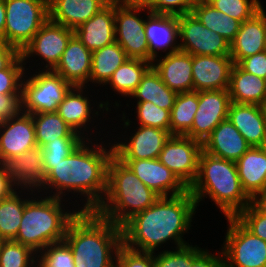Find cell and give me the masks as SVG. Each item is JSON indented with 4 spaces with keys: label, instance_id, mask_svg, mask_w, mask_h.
Listing matches in <instances>:
<instances>
[{
    "label": "cell",
    "instance_id": "obj_1",
    "mask_svg": "<svg viewBox=\"0 0 266 267\" xmlns=\"http://www.w3.org/2000/svg\"><path fill=\"white\" fill-rule=\"evenodd\" d=\"M110 138L85 139L62 161L43 163L46 177L36 191L68 200L79 211H95L107 191L108 164L114 155Z\"/></svg>",
    "mask_w": 266,
    "mask_h": 267
},
{
    "label": "cell",
    "instance_id": "obj_2",
    "mask_svg": "<svg viewBox=\"0 0 266 267\" xmlns=\"http://www.w3.org/2000/svg\"><path fill=\"white\" fill-rule=\"evenodd\" d=\"M199 210L189 190L177 196L159 197L121 226L122 244L153 253L162 251L165 246V250H169L189 245L184 235L191 233L189 230L193 229L192 222ZM170 243L173 245L169 246Z\"/></svg>",
    "mask_w": 266,
    "mask_h": 267
},
{
    "label": "cell",
    "instance_id": "obj_3",
    "mask_svg": "<svg viewBox=\"0 0 266 267\" xmlns=\"http://www.w3.org/2000/svg\"><path fill=\"white\" fill-rule=\"evenodd\" d=\"M64 241L72 250L75 267H115L122 231L95 211H80L70 221Z\"/></svg>",
    "mask_w": 266,
    "mask_h": 267
},
{
    "label": "cell",
    "instance_id": "obj_4",
    "mask_svg": "<svg viewBox=\"0 0 266 267\" xmlns=\"http://www.w3.org/2000/svg\"><path fill=\"white\" fill-rule=\"evenodd\" d=\"M188 190L198 208L208 197L224 217H235L251 203V198L242 188L236 162L212 156L203 150L196 180Z\"/></svg>",
    "mask_w": 266,
    "mask_h": 267
},
{
    "label": "cell",
    "instance_id": "obj_5",
    "mask_svg": "<svg viewBox=\"0 0 266 267\" xmlns=\"http://www.w3.org/2000/svg\"><path fill=\"white\" fill-rule=\"evenodd\" d=\"M79 212L68 200L36 192L25 203L13 241L29 246L38 254L48 245L64 240L70 221Z\"/></svg>",
    "mask_w": 266,
    "mask_h": 267
},
{
    "label": "cell",
    "instance_id": "obj_6",
    "mask_svg": "<svg viewBox=\"0 0 266 267\" xmlns=\"http://www.w3.org/2000/svg\"><path fill=\"white\" fill-rule=\"evenodd\" d=\"M159 197L113 155L108 164L106 195L95 212L121 227L132 216L153 205Z\"/></svg>",
    "mask_w": 266,
    "mask_h": 267
},
{
    "label": "cell",
    "instance_id": "obj_7",
    "mask_svg": "<svg viewBox=\"0 0 266 267\" xmlns=\"http://www.w3.org/2000/svg\"><path fill=\"white\" fill-rule=\"evenodd\" d=\"M94 89H95V87L92 89V87L90 88L88 86H72L69 89V91L66 93L63 101L58 105V109H57V113L59 114V116L62 117L63 120L75 132H77L79 135H81L84 139H92V138L93 139H99V137L100 138L108 137L111 129H110V127L108 128L105 125L106 124L105 122H108L109 119H111V118L108 117L107 115H110V113L116 114L114 112V110L115 111L121 110L122 107L125 106L123 103H121L122 99H121V101L119 100V98H118V100L116 98L112 99L113 96L109 95V97H108V93H106V94H104L105 95L104 97H106L105 98L106 100H105V99H103L104 98L103 94L98 95V93H96ZM90 91L92 92V94L93 93H95V94L92 95ZM96 94L99 97H97ZM95 95H96V99H95ZM93 96H94V98H93ZM101 96H102L103 100L101 99ZM98 98H100V99L97 101ZM110 98L112 99V101L110 100ZM112 104H113V106H112ZM111 107L114 109H112ZM111 110H113V112H110ZM98 117H100V118H98ZM95 118H97V119H95ZM101 118H103V119H101ZM104 118H105V120H104ZM106 120H108V121H106ZM100 124L103 127L100 126ZM108 129H109V131L105 132ZM106 133H108V134H106ZM97 134H98V136H97ZM101 135H102V137H101Z\"/></svg>",
    "mask_w": 266,
    "mask_h": 267
},
{
    "label": "cell",
    "instance_id": "obj_8",
    "mask_svg": "<svg viewBox=\"0 0 266 267\" xmlns=\"http://www.w3.org/2000/svg\"><path fill=\"white\" fill-rule=\"evenodd\" d=\"M4 42L20 52L49 19V0H4Z\"/></svg>",
    "mask_w": 266,
    "mask_h": 267
},
{
    "label": "cell",
    "instance_id": "obj_9",
    "mask_svg": "<svg viewBox=\"0 0 266 267\" xmlns=\"http://www.w3.org/2000/svg\"><path fill=\"white\" fill-rule=\"evenodd\" d=\"M117 124L118 127H116ZM110 127L113 128L111 132H116V134L110 132L109 136H112L114 156L118 159H157L165 142L171 136L168 131L160 128L120 123L119 121L116 124L110 123Z\"/></svg>",
    "mask_w": 266,
    "mask_h": 267
},
{
    "label": "cell",
    "instance_id": "obj_10",
    "mask_svg": "<svg viewBox=\"0 0 266 267\" xmlns=\"http://www.w3.org/2000/svg\"><path fill=\"white\" fill-rule=\"evenodd\" d=\"M72 87L53 70L26 71L22 80L23 112H57L58 105Z\"/></svg>",
    "mask_w": 266,
    "mask_h": 267
},
{
    "label": "cell",
    "instance_id": "obj_11",
    "mask_svg": "<svg viewBox=\"0 0 266 267\" xmlns=\"http://www.w3.org/2000/svg\"><path fill=\"white\" fill-rule=\"evenodd\" d=\"M73 35V29L48 19L20 52L25 70H53Z\"/></svg>",
    "mask_w": 266,
    "mask_h": 267
},
{
    "label": "cell",
    "instance_id": "obj_12",
    "mask_svg": "<svg viewBox=\"0 0 266 267\" xmlns=\"http://www.w3.org/2000/svg\"><path fill=\"white\" fill-rule=\"evenodd\" d=\"M227 230L220 249L225 267H266V241L253 235L235 217H225Z\"/></svg>",
    "mask_w": 266,
    "mask_h": 267
},
{
    "label": "cell",
    "instance_id": "obj_13",
    "mask_svg": "<svg viewBox=\"0 0 266 267\" xmlns=\"http://www.w3.org/2000/svg\"><path fill=\"white\" fill-rule=\"evenodd\" d=\"M149 12L147 6L115 3V40L129 58L150 62L145 34L146 14Z\"/></svg>",
    "mask_w": 266,
    "mask_h": 267
},
{
    "label": "cell",
    "instance_id": "obj_14",
    "mask_svg": "<svg viewBox=\"0 0 266 267\" xmlns=\"http://www.w3.org/2000/svg\"><path fill=\"white\" fill-rule=\"evenodd\" d=\"M179 50L191 55H230V43L205 27L192 13L177 16Z\"/></svg>",
    "mask_w": 266,
    "mask_h": 267
},
{
    "label": "cell",
    "instance_id": "obj_15",
    "mask_svg": "<svg viewBox=\"0 0 266 267\" xmlns=\"http://www.w3.org/2000/svg\"><path fill=\"white\" fill-rule=\"evenodd\" d=\"M202 142L187 136L171 135L158 157L189 189L198 174Z\"/></svg>",
    "mask_w": 266,
    "mask_h": 267
},
{
    "label": "cell",
    "instance_id": "obj_16",
    "mask_svg": "<svg viewBox=\"0 0 266 267\" xmlns=\"http://www.w3.org/2000/svg\"><path fill=\"white\" fill-rule=\"evenodd\" d=\"M231 104L228 89L198 91V109L191 130L185 135L203 141L224 120Z\"/></svg>",
    "mask_w": 266,
    "mask_h": 267
},
{
    "label": "cell",
    "instance_id": "obj_17",
    "mask_svg": "<svg viewBox=\"0 0 266 267\" xmlns=\"http://www.w3.org/2000/svg\"><path fill=\"white\" fill-rule=\"evenodd\" d=\"M160 197L181 195L188 188L159 159H119Z\"/></svg>",
    "mask_w": 266,
    "mask_h": 267
},
{
    "label": "cell",
    "instance_id": "obj_18",
    "mask_svg": "<svg viewBox=\"0 0 266 267\" xmlns=\"http://www.w3.org/2000/svg\"><path fill=\"white\" fill-rule=\"evenodd\" d=\"M37 147L35 127L31 114L3 120L0 127V163L6 164L13 157Z\"/></svg>",
    "mask_w": 266,
    "mask_h": 267
},
{
    "label": "cell",
    "instance_id": "obj_19",
    "mask_svg": "<svg viewBox=\"0 0 266 267\" xmlns=\"http://www.w3.org/2000/svg\"><path fill=\"white\" fill-rule=\"evenodd\" d=\"M233 65L230 55H192L193 91L228 89Z\"/></svg>",
    "mask_w": 266,
    "mask_h": 267
},
{
    "label": "cell",
    "instance_id": "obj_20",
    "mask_svg": "<svg viewBox=\"0 0 266 267\" xmlns=\"http://www.w3.org/2000/svg\"><path fill=\"white\" fill-rule=\"evenodd\" d=\"M145 34L150 50V62L159 56L179 50L178 20L175 15L149 12L146 15Z\"/></svg>",
    "mask_w": 266,
    "mask_h": 267
},
{
    "label": "cell",
    "instance_id": "obj_21",
    "mask_svg": "<svg viewBox=\"0 0 266 267\" xmlns=\"http://www.w3.org/2000/svg\"><path fill=\"white\" fill-rule=\"evenodd\" d=\"M92 51L74 34L67 43L54 72L72 86H88L91 74Z\"/></svg>",
    "mask_w": 266,
    "mask_h": 267
},
{
    "label": "cell",
    "instance_id": "obj_22",
    "mask_svg": "<svg viewBox=\"0 0 266 267\" xmlns=\"http://www.w3.org/2000/svg\"><path fill=\"white\" fill-rule=\"evenodd\" d=\"M152 66L171 90L176 93L193 91L191 54L180 50L163 54L153 60Z\"/></svg>",
    "mask_w": 266,
    "mask_h": 267
},
{
    "label": "cell",
    "instance_id": "obj_23",
    "mask_svg": "<svg viewBox=\"0 0 266 267\" xmlns=\"http://www.w3.org/2000/svg\"><path fill=\"white\" fill-rule=\"evenodd\" d=\"M266 8L264 5L251 19L241 23L234 40L230 43V56L234 64L242 59L266 50Z\"/></svg>",
    "mask_w": 266,
    "mask_h": 267
},
{
    "label": "cell",
    "instance_id": "obj_24",
    "mask_svg": "<svg viewBox=\"0 0 266 267\" xmlns=\"http://www.w3.org/2000/svg\"><path fill=\"white\" fill-rule=\"evenodd\" d=\"M74 34L90 51L115 42V3H108L91 19L78 26Z\"/></svg>",
    "mask_w": 266,
    "mask_h": 267
},
{
    "label": "cell",
    "instance_id": "obj_25",
    "mask_svg": "<svg viewBox=\"0 0 266 267\" xmlns=\"http://www.w3.org/2000/svg\"><path fill=\"white\" fill-rule=\"evenodd\" d=\"M250 147L229 119L222 121L202 143L204 152L235 162Z\"/></svg>",
    "mask_w": 266,
    "mask_h": 267
},
{
    "label": "cell",
    "instance_id": "obj_26",
    "mask_svg": "<svg viewBox=\"0 0 266 267\" xmlns=\"http://www.w3.org/2000/svg\"><path fill=\"white\" fill-rule=\"evenodd\" d=\"M108 3L107 0H49V19L75 30Z\"/></svg>",
    "mask_w": 266,
    "mask_h": 267
},
{
    "label": "cell",
    "instance_id": "obj_27",
    "mask_svg": "<svg viewBox=\"0 0 266 267\" xmlns=\"http://www.w3.org/2000/svg\"><path fill=\"white\" fill-rule=\"evenodd\" d=\"M6 166L18 188L37 190L46 177L42 149L38 146L13 157Z\"/></svg>",
    "mask_w": 266,
    "mask_h": 267
},
{
    "label": "cell",
    "instance_id": "obj_28",
    "mask_svg": "<svg viewBox=\"0 0 266 267\" xmlns=\"http://www.w3.org/2000/svg\"><path fill=\"white\" fill-rule=\"evenodd\" d=\"M228 119L251 147H260L266 140V121L259 105L231 102Z\"/></svg>",
    "mask_w": 266,
    "mask_h": 267
},
{
    "label": "cell",
    "instance_id": "obj_29",
    "mask_svg": "<svg viewBox=\"0 0 266 267\" xmlns=\"http://www.w3.org/2000/svg\"><path fill=\"white\" fill-rule=\"evenodd\" d=\"M177 94L171 90L161 79L159 73L151 66L146 73L143 75L141 82L137 86L133 94L125 102L126 107L118 111L125 112L126 108L131 105L132 102H151L156 106L170 110L173 108ZM134 100V101H131Z\"/></svg>",
    "mask_w": 266,
    "mask_h": 267
},
{
    "label": "cell",
    "instance_id": "obj_30",
    "mask_svg": "<svg viewBox=\"0 0 266 267\" xmlns=\"http://www.w3.org/2000/svg\"><path fill=\"white\" fill-rule=\"evenodd\" d=\"M236 166L242 188L250 198L266 188V155L261 147H250Z\"/></svg>",
    "mask_w": 266,
    "mask_h": 267
},
{
    "label": "cell",
    "instance_id": "obj_31",
    "mask_svg": "<svg viewBox=\"0 0 266 267\" xmlns=\"http://www.w3.org/2000/svg\"><path fill=\"white\" fill-rule=\"evenodd\" d=\"M228 92L231 102L259 105L266 96V79L246 72L238 64H234Z\"/></svg>",
    "mask_w": 266,
    "mask_h": 267
},
{
    "label": "cell",
    "instance_id": "obj_32",
    "mask_svg": "<svg viewBox=\"0 0 266 267\" xmlns=\"http://www.w3.org/2000/svg\"><path fill=\"white\" fill-rule=\"evenodd\" d=\"M151 66L152 63L146 60L129 58L115 70L103 87L104 89L108 90L109 88V90H112V92L109 91L110 95L115 93L113 94L114 97L117 95V98H124L123 100L125 101L136 90L143 75Z\"/></svg>",
    "mask_w": 266,
    "mask_h": 267
},
{
    "label": "cell",
    "instance_id": "obj_33",
    "mask_svg": "<svg viewBox=\"0 0 266 267\" xmlns=\"http://www.w3.org/2000/svg\"><path fill=\"white\" fill-rule=\"evenodd\" d=\"M37 191L30 188H18L9 197L0 200V238L14 240L18 234L25 203Z\"/></svg>",
    "mask_w": 266,
    "mask_h": 267
},
{
    "label": "cell",
    "instance_id": "obj_34",
    "mask_svg": "<svg viewBox=\"0 0 266 267\" xmlns=\"http://www.w3.org/2000/svg\"><path fill=\"white\" fill-rule=\"evenodd\" d=\"M128 59L129 57L125 53V50L116 41L103 48L92 51L89 87L100 86L99 89L101 87L103 88L115 70Z\"/></svg>",
    "mask_w": 266,
    "mask_h": 267
},
{
    "label": "cell",
    "instance_id": "obj_35",
    "mask_svg": "<svg viewBox=\"0 0 266 267\" xmlns=\"http://www.w3.org/2000/svg\"><path fill=\"white\" fill-rule=\"evenodd\" d=\"M191 13L209 30L218 33L231 43L240 29L241 22L215 9L206 0H198Z\"/></svg>",
    "mask_w": 266,
    "mask_h": 267
},
{
    "label": "cell",
    "instance_id": "obj_36",
    "mask_svg": "<svg viewBox=\"0 0 266 267\" xmlns=\"http://www.w3.org/2000/svg\"><path fill=\"white\" fill-rule=\"evenodd\" d=\"M31 115L35 127L36 143L40 148L50 141H59V138H83L57 112H40Z\"/></svg>",
    "mask_w": 266,
    "mask_h": 267
},
{
    "label": "cell",
    "instance_id": "obj_37",
    "mask_svg": "<svg viewBox=\"0 0 266 267\" xmlns=\"http://www.w3.org/2000/svg\"><path fill=\"white\" fill-rule=\"evenodd\" d=\"M136 103V104H134ZM132 111H134L135 119L129 116H132V111L131 114L130 112H122L121 114H116V117H113L111 120H109L108 123L111 121L114 122L113 120H117L118 117L119 119L117 121H120L122 123H133L134 125H139V126H148V127H156L160 128L163 130H166L170 133V110H166L163 108H160L156 106L155 104L151 102H133L131 103ZM135 107V108H133ZM116 118V119H115ZM135 120V121H134Z\"/></svg>",
    "mask_w": 266,
    "mask_h": 267
},
{
    "label": "cell",
    "instance_id": "obj_38",
    "mask_svg": "<svg viewBox=\"0 0 266 267\" xmlns=\"http://www.w3.org/2000/svg\"><path fill=\"white\" fill-rule=\"evenodd\" d=\"M198 107V92L178 93L170 111V134L185 136L192 127Z\"/></svg>",
    "mask_w": 266,
    "mask_h": 267
},
{
    "label": "cell",
    "instance_id": "obj_39",
    "mask_svg": "<svg viewBox=\"0 0 266 267\" xmlns=\"http://www.w3.org/2000/svg\"><path fill=\"white\" fill-rule=\"evenodd\" d=\"M38 254L27 245L13 240L3 241L0 248V267H33Z\"/></svg>",
    "mask_w": 266,
    "mask_h": 267
},
{
    "label": "cell",
    "instance_id": "obj_40",
    "mask_svg": "<svg viewBox=\"0 0 266 267\" xmlns=\"http://www.w3.org/2000/svg\"><path fill=\"white\" fill-rule=\"evenodd\" d=\"M189 245L176 249H163L162 251L154 252L155 267H188L192 260L205 248H201L198 244Z\"/></svg>",
    "mask_w": 266,
    "mask_h": 267
},
{
    "label": "cell",
    "instance_id": "obj_41",
    "mask_svg": "<svg viewBox=\"0 0 266 267\" xmlns=\"http://www.w3.org/2000/svg\"><path fill=\"white\" fill-rule=\"evenodd\" d=\"M215 9L243 23L260 11L261 0H206Z\"/></svg>",
    "mask_w": 266,
    "mask_h": 267
},
{
    "label": "cell",
    "instance_id": "obj_42",
    "mask_svg": "<svg viewBox=\"0 0 266 267\" xmlns=\"http://www.w3.org/2000/svg\"><path fill=\"white\" fill-rule=\"evenodd\" d=\"M38 263L41 267H75L72 250L64 240L40 251Z\"/></svg>",
    "mask_w": 266,
    "mask_h": 267
},
{
    "label": "cell",
    "instance_id": "obj_43",
    "mask_svg": "<svg viewBox=\"0 0 266 267\" xmlns=\"http://www.w3.org/2000/svg\"><path fill=\"white\" fill-rule=\"evenodd\" d=\"M25 72L20 54L6 69L0 70V94H22Z\"/></svg>",
    "mask_w": 266,
    "mask_h": 267
},
{
    "label": "cell",
    "instance_id": "obj_44",
    "mask_svg": "<svg viewBox=\"0 0 266 267\" xmlns=\"http://www.w3.org/2000/svg\"><path fill=\"white\" fill-rule=\"evenodd\" d=\"M85 139L59 138V141H50L42 149L43 163H58L68 157Z\"/></svg>",
    "mask_w": 266,
    "mask_h": 267
},
{
    "label": "cell",
    "instance_id": "obj_45",
    "mask_svg": "<svg viewBox=\"0 0 266 267\" xmlns=\"http://www.w3.org/2000/svg\"><path fill=\"white\" fill-rule=\"evenodd\" d=\"M115 267H155L154 253L133 250L121 244L116 254Z\"/></svg>",
    "mask_w": 266,
    "mask_h": 267
},
{
    "label": "cell",
    "instance_id": "obj_46",
    "mask_svg": "<svg viewBox=\"0 0 266 267\" xmlns=\"http://www.w3.org/2000/svg\"><path fill=\"white\" fill-rule=\"evenodd\" d=\"M235 218L253 235L266 241V215L260 213L251 203Z\"/></svg>",
    "mask_w": 266,
    "mask_h": 267
},
{
    "label": "cell",
    "instance_id": "obj_47",
    "mask_svg": "<svg viewBox=\"0 0 266 267\" xmlns=\"http://www.w3.org/2000/svg\"><path fill=\"white\" fill-rule=\"evenodd\" d=\"M198 0H152L147 8L157 14L175 15L191 13Z\"/></svg>",
    "mask_w": 266,
    "mask_h": 267
},
{
    "label": "cell",
    "instance_id": "obj_48",
    "mask_svg": "<svg viewBox=\"0 0 266 267\" xmlns=\"http://www.w3.org/2000/svg\"><path fill=\"white\" fill-rule=\"evenodd\" d=\"M23 112L22 94H0V117L10 119Z\"/></svg>",
    "mask_w": 266,
    "mask_h": 267
},
{
    "label": "cell",
    "instance_id": "obj_49",
    "mask_svg": "<svg viewBox=\"0 0 266 267\" xmlns=\"http://www.w3.org/2000/svg\"><path fill=\"white\" fill-rule=\"evenodd\" d=\"M238 65L244 71L266 79V50L242 59Z\"/></svg>",
    "mask_w": 266,
    "mask_h": 267
},
{
    "label": "cell",
    "instance_id": "obj_50",
    "mask_svg": "<svg viewBox=\"0 0 266 267\" xmlns=\"http://www.w3.org/2000/svg\"><path fill=\"white\" fill-rule=\"evenodd\" d=\"M188 267H225V260L221 249L210 251L203 249L191 262Z\"/></svg>",
    "mask_w": 266,
    "mask_h": 267
},
{
    "label": "cell",
    "instance_id": "obj_51",
    "mask_svg": "<svg viewBox=\"0 0 266 267\" xmlns=\"http://www.w3.org/2000/svg\"><path fill=\"white\" fill-rule=\"evenodd\" d=\"M17 189L6 164L0 163V200L9 197Z\"/></svg>",
    "mask_w": 266,
    "mask_h": 267
},
{
    "label": "cell",
    "instance_id": "obj_52",
    "mask_svg": "<svg viewBox=\"0 0 266 267\" xmlns=\"http://www.w3.org/2000/svg\"><path fill=\"white\" fill-rule=\"evenodd\" d=\"M19 55L16 47L0 42V70L6 69Z\"/></svg>",
    "mask_w": 266,
    "mask_h": 267
},
{
    "label": "cell",
    "instance_id": "obj_53",
    "mask_svg": "<svg viewBox=\"0 0 266 267\" xmlns=\"http://www.w3.org/2000/svg\"><path fill=\"white\" fill-rule=\"evenodd\" d=\"M251 204L262 214L266 215V188L251 198Z\"/></svg>",
    "mask_w": 266,
    "mask_h": 267
},
{
    "label": "cell",
    "instance_id": "obj_54",
    "mask_svg": "<svg viewBox=\"0 0 266 267\" xmlns=\"http://www.w3.org/2000/svg\"><path fill=\"white\" fill-rule=\"evenodd\" d=\"M6 23V10L4 0H0V42H4V30Z\"/></svg>",
    "mask_w": 266,
    "mask_h": 267
},
{
    "label": "cell",
    "instance_id": "obj_55",
    "mask_svg": "<svg viewBox=\"0 0 266 267\" xmlns=\"http://www.w3.org/2000/svg\"><path fill=\"white\" fill-rule=\"evenodd\" d=\"M260 110L262 112V116L264 117L266 121V96L263 98L261 103L259 104Z\"/></svg>",
    "mask_w": 266,
    "mask_h": 267
},
{
    "label": "cell",
    "instance_id": "obj_56",
    "mask_svg": "<svg viewBox=\"0 0 266 267\" xmlns=\"http://www.w3.org/2000/svg\"><path fill=\"white\" fill-rule=\"evenodd\" d=\"M152 0H130V4L147 6Z\"/></svg>",
    "mask_w": 266,
    "mask_h": 267
},
{
    "label": "cell",
    "instance_id": "obj_57",
    "mask_svg": "<svg viewBox=\"0 0 266 267\" xmlns=\"http://www.w3.org/2000/svg\"><path fill=\"white\" fill-rule=\"evenodd\" d=\"M109 3H130V0H107Z\"/></svg>",
    "mask_w": 266,
    "mask_h": 267
},
{
    "label": "cell",
    "instance_id": "obj_58",
    "mask_svg": "<svg viewBox=\"0 0 266 267\" xmlns=\"http://www.w3.org/2000/svg\"><path fill=\"white\" fill-rule=\"evenodd\" d=\"M260 147L266 155V140L263 142V144Z\"/></svg>",
    "mask_w": 266,
    "mask_h": 267
},
{
    "label": "cell",
    "instance_id": "obj_59",
    "mask_svg": "<svg viewBox=\"0 0 266 267\" xmlns=\"http://www.w3.org/2000/svg\"><path fill=\"white\" fill-rule=\"evenodd\" d=\"M33 267H41L39 263L37 262Z\"/></svg>",
    "mask_w": 266,
    "mask_h": 267
},
{
    "label": "cell",
    "instance_id": "obj_60",
    "mask_svg": "<svg viewBox=\"0 0 266 267\" xmlns=\"http://www.w3.org/2000/svg\"><path fill=\"white\" fill-rule=\"evenodd\" d=\"M3 241L4 240L0 238V248H1V245H2Z\"/></svg>",
    "mask_w": 266,
    "mask_h": 267
},
{
    "label": "cell",
    "instance_id": "obj_61",
    "mask_svg": "<svg viewBox=\"0 0 266 267\" xmlns=\"http://www.w3.org/2000/svg\"><path fill=\"white\" fill-rule=\"evenodd\" d=\"M2 122H3V119L0 117V127H1Z\"/></svg>",
    "mask_w": 266,
    "mask_h": 267
},
{
    "label": "cell",
    "instance_id": "obj_62",
    "mask_svg": "<svg viewBox=\"0 0 266 267\" xmlns=\"http://www.w3.org/2000/svg\"><path fill=\"white\" fill-rule=\"evenodd\" d=\"M264 38H265V45H266V29H265V36H264Z\"/></svg>",
    "mask_w": 266,
    "mask_h": 267
}]
</instances>
